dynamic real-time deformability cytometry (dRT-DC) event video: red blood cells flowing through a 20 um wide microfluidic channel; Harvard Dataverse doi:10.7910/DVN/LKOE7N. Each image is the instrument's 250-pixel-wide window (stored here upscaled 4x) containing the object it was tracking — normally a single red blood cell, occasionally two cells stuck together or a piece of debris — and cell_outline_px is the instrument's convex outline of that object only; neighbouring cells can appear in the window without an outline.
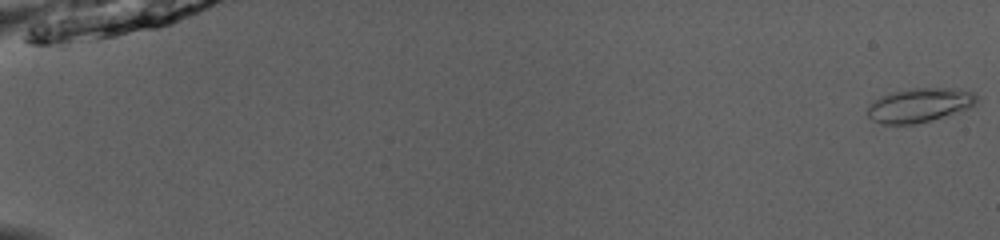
{"species": "common noctule bat (a hibernating species)", "species_latin": "Nyctalus noctula", "temperature_condition": "room temperature", "stored_images_in_passage": 52, "camera_frame_rate_fps": 3000, "um_per_image_px": 0.085, "animal": {"sex": "male", "body_mass_g": 13.0, "forearm_length_mm": 53.1}, "frame": {"image": 1, "passage_image": 1, "time_ms": 0.0, "image_size_px": [1000, 240], "cell_outline_px": [[980, 96], [968, 108], [960, 112], [916, 124], [880, 124], [868, 116], [868, 108], [880, 96], [892, 92], [912, 88], [952, 88], [976, 92]], "centroid_in_image_um": [78.2, 8.93], "position_along_channel_um": 6.8, "area_um2": 21.62}}
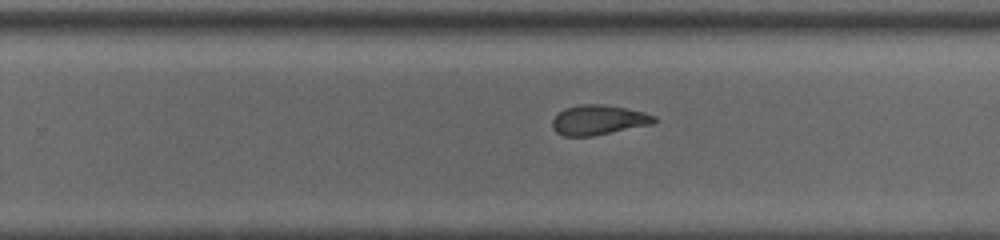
{"frame": {"image": 2, "passage_image": 35, "time_ms": 11.333, "image_size_px": [1000, 240], "cell_outline_px": [[660, 120], [652, 124], [592, 136], [564, 136], [556, 132], [552, 128], [552, 120], [564, 108], [580, 104], [604, 104], [644, 112], [656, 116]], "centroid_in_image_um": [50.88, 10.19], "position_along_channel_um": 278.9, "area_um2": 17.74}}
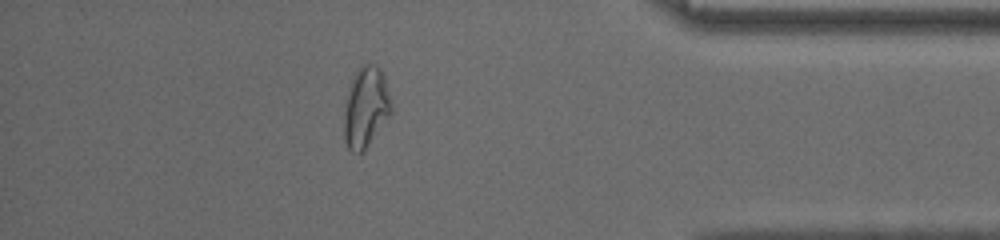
{"frame": {"image": 3, "passage_image": 46, "time_ms": 15.0, "image_size_px": [1000, 240], "cell_outline_px": [[392, 112], [364, 152], [352, 152], [348, 148], [344, 140], [344, 112], [352, 76], [364, 64], [376, 64], [380, 68], [384, 76], [392, 108]], "centroid_in_image_um": [31.09, 9.14], "position_along_channel_um": 404.1, "area_um2": 22.02}, "authors_computed_cell_mechanics": {"area_um2": 19.4497, "velocity_mm_per_s": 4.0788, "shape_relaxation_time_tau1_ms": 8.333, "shape_relaxation_time_tau2_ms": 1.0748, "deformation_change_tau1": 0.2586, "deformation_change_tau2": 0.0704}}